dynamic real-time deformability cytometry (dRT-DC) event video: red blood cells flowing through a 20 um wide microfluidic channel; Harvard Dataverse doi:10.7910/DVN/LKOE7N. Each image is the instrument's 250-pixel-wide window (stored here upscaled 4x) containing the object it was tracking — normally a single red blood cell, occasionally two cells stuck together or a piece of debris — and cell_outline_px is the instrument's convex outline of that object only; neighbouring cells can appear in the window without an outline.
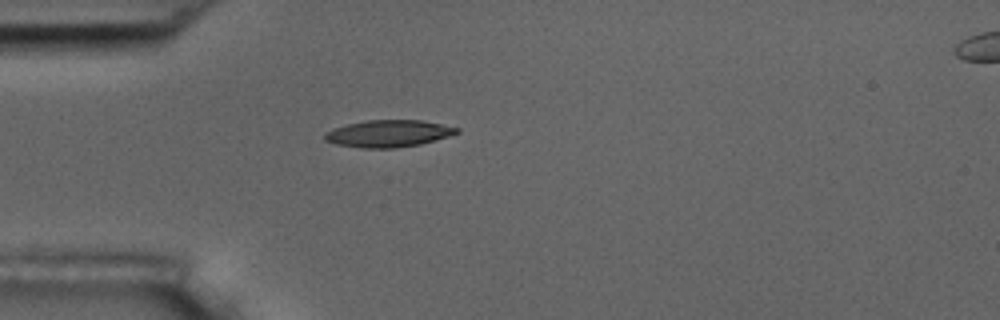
{"species": "common noctule bat (a hibernating species)", "species_latin": "Nyctalus noctula", "temperature_condition": "room temperature", "stored_images_in_passage": 4, "camera_frame_rate_fps": 3000, "um_per_image_px": 0.085, "animal": {"sex": "male", "body_mass_g": 17.5, "forearm_length_mm": 52.3}, "frame": {"image": 1, "passage_image": 4, "time_ms": 3.667, "image_size_px": [1000, 320], "cell_outline_px": [[460, 132], [448, 136], [420, 144], [392, 148], [360, 148], [336, 144], [324, 140], [324, 132], [332, 128], [348, 124], [368, 120], [420, 120], [460, 128]], "centroid_in_image_um": [32.97, 11.35], "position_along_channel_um": 52.0, "area_um2": 20.69}}